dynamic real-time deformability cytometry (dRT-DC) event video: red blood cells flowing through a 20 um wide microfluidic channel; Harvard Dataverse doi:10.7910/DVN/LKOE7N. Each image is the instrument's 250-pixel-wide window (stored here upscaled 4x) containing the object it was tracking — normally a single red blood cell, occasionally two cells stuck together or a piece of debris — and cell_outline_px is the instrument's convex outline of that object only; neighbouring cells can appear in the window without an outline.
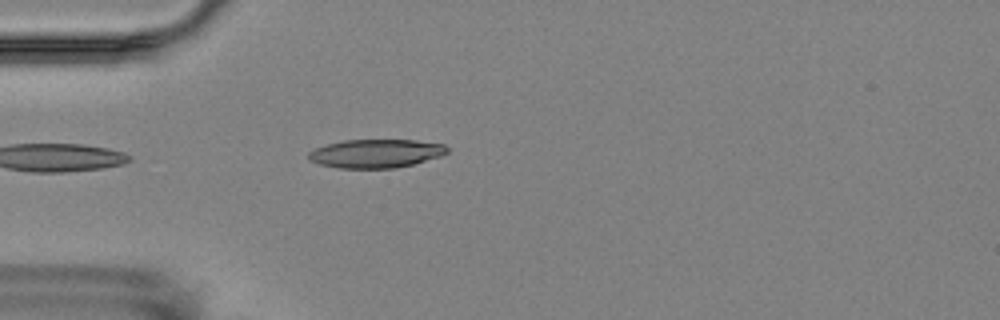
{"species": "Egyptian fruit bat (a non-hibernating species)", "species_latin": "Rousettus aegyptiacus", "temperature_condition": "room temperature", "stored_images_in_passage": 1, "camera_frame_rate_fps": 3000, "um_per_image_px": 0.085, "animal": {"sex": "female"}, "frame": {"image": 1, "passage_image": 1, "time_ms": 0.0, "image_size_px": [1000, 320], "cell_outline_px": [[448, 152], [440, 156], [412, 164], [396, 168], [340, 168], [320, 164], [308, 160], [308, 152], [316, 148], [328, 144], [344, 140], [416, 140], [444, 144], [448, 148]], "centroid_in_image_um": [31.95, 13.04], "position_along_channel_um": 53.1, "area_um2": 22.95}}